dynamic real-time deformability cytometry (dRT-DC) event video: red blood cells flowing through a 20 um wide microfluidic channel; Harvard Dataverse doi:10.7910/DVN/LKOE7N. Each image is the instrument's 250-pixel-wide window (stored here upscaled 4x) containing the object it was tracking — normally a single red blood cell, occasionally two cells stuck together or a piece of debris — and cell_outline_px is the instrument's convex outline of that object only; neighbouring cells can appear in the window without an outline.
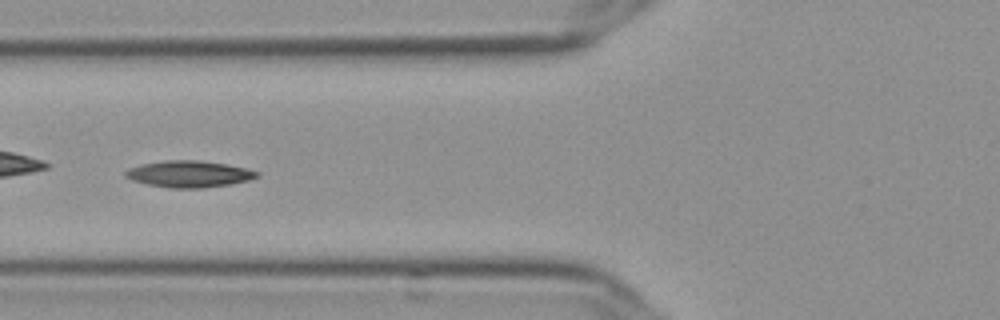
{"species": "Egyptian fruit bat (a non-hibernating species)", "species_latin": "Rousettus aegyptiacus", "temperature_condition": "cold", "stored_images_in_passage": 43, "camera_frame_rate_fps": 3000, "um_per_image_px": 0.085, "frame": {"image": 1, "passage_image": 9, "time_ms": 2.667, "image_size_px": [1000, 320], "cell_outline_px": [[260, 176], [248, 180], [232, 184], [204, 188], [168, 188], [148, 184], [132, 180], [124, 176], [124, 172], [128, 168], [140, 164], [164, 160], [196, 160], [228, 164], [260, 172]], "centroid_in_image_um": [16.06, 14.79], "position_along_channel_um": 109.7, "area_um2": 20.52}}
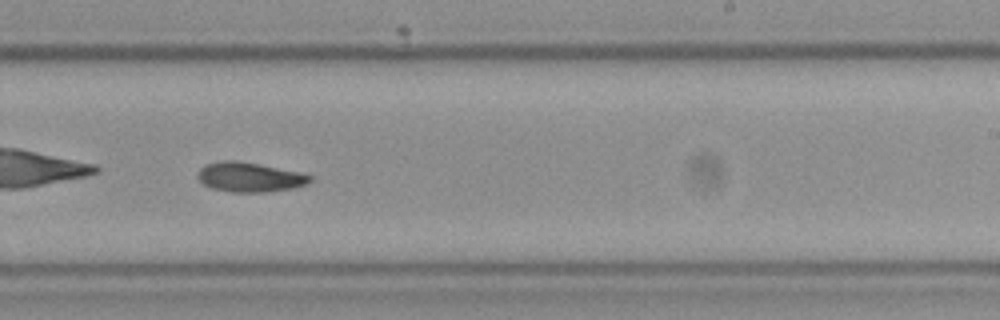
{"frame": {"image": 2, "passage_image": 22, "time_ms": 7.0, "image_size_px": [1000, 320], "cell_outline_px": [[312, 180], [308, 184], [292, 188], [264, 192], [232, 192], [212, 188], [204, 184], [196, 176], [196, 172], [200, 168], [208, 164], [224, 160], [236, 160], [296, 172], [312, 176]], "centroid_in_image_um": [21.18, 15.06], "position_along_channel_um": 267.8, "area_um2": 19.02}}
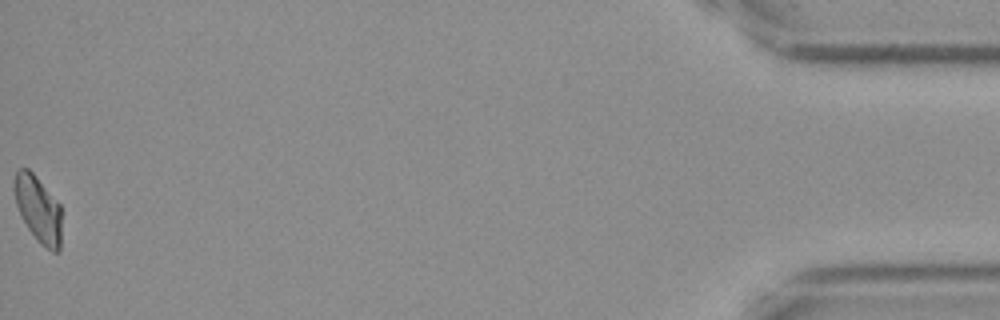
{"frame": {"image": 3, "passage_image": 43, "time_ms": 14.0, "image_size_px": [1000, 320], "cell_outline_px": [[60, 252], [52, 252], [40, 244], [28, 228], [16, 204], [16, 172], [20, 168], [28, 168], [36, 176], [60, 204]], "centroid_in_image_um": [3.28, 17.81], "position_along_channel_um": 431.9, "area_um2": 17.74}}